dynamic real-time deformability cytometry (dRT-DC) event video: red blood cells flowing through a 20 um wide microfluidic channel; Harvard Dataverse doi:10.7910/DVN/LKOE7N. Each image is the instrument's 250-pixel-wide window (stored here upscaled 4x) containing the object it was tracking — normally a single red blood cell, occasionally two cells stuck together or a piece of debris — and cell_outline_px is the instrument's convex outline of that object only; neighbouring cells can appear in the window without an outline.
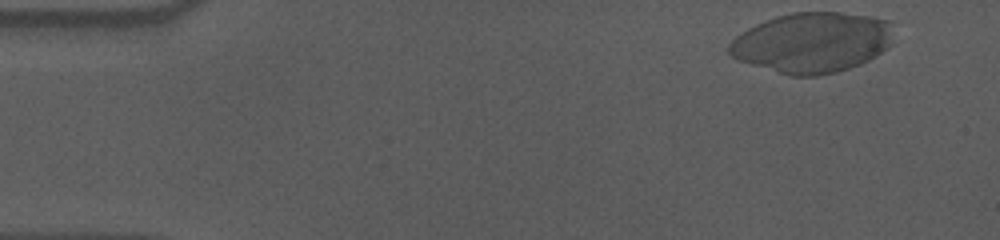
{"species": "human", "species_latin": "Homo sapiens", "temperature_condition": "cold", "stored_images_in_passage": 53, "camera_frame_rate_fps": 3000, "um_per_image_px": 0.085, "donor": {"sex": "male"}, "frame": {"image": 1, "passage_image": 1, "time_ms": 0.0, "image_size_px": [1000, 240], "cell_outline_px": [[892, 44], [888, 48], [876, 56], [860, 64], [836, 72], [816, 76], [792, 76], [736, 60], [728, 52], [728, 44], [736, 36], [748, 28], [756, 24], [776, 16], [792, 12], [840, 12], [868, 16], [888, 20]], "centroid_in_image_um": [69.01, 3.62], "position_along_channel_um": 16.0, "area_um2": 57.57}}